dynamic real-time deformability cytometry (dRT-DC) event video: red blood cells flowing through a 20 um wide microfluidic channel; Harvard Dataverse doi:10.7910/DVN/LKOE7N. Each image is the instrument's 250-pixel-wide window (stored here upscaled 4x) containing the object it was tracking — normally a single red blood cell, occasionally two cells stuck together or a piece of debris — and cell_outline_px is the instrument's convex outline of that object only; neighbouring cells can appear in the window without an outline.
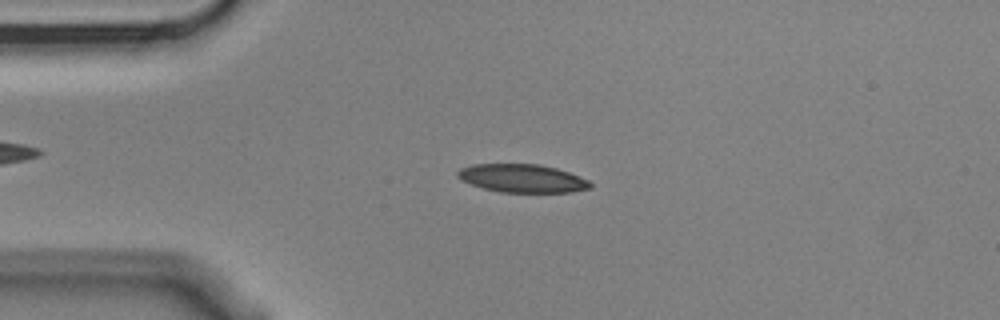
{"species": "Egyptian fruit bat (a non-hibernating species)", "species_latin": "Rousettus aegyptiacus", "temperature_condition": "cold", "stored_images_in_passage": 4, "camera_frame_rate_fps": 3000, "um_per_image_px": 0.085, "animal": {"sex": "male"}, "frame": {"image": 1, "passage_image": 3, "time_ms": 0.667, "image_size_px": [1000, 320], "cell_outline_px": [[592, 188], [572, 192], [500, 192], [484, 188], [460, 180], [456, 176], [456, 172], [460, 168], [472, 164], [540, 164], [556, 168], [568, 172], [588, 180], [592, 184]], "centroid_in_image_um": [44.38, 15.15], "position_along_channel_um": 40.6, "area_um2": 21.85}}